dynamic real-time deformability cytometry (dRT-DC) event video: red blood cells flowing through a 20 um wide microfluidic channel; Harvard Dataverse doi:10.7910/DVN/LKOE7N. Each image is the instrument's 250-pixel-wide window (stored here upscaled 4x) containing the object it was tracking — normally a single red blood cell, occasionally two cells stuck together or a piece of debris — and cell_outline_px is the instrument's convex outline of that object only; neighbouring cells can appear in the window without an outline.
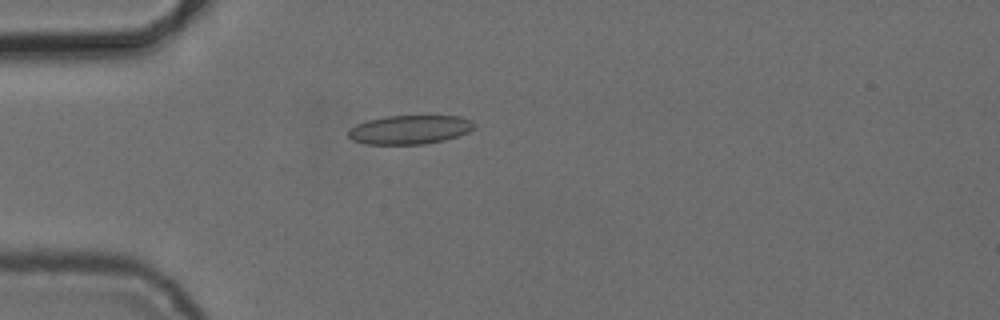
{"species": "common noctule bat (a hibernating species)", "species_latin": "Nyctalus noctula", "temperature_condition": "cold", "stored_images_in_passage": 3, "camera_frame_rate_fps": 3000, "um_per_image_px": 0.085, "animal": {"sex": "female", "body_mass_g": 24.6, "forearm_length_mm": 56.2}, "frame": {"image": 1, "passage_image": 3, "time_ms": 3.0, "image_size_px": [1000, 320], "cell_outline_px": [[476, 128], [468, 132], [444, 140], [424, 144], [364, 144], [352, 140], [348, 136], [348, 132], [356, 124], [368, 120], [384, 116], [460, 116], [472, 120], [476, 124]], "centroid_in_image_um": [34.85, 11.02], "position_along_channel_um": 50.2, "area_um2": 21.27}}